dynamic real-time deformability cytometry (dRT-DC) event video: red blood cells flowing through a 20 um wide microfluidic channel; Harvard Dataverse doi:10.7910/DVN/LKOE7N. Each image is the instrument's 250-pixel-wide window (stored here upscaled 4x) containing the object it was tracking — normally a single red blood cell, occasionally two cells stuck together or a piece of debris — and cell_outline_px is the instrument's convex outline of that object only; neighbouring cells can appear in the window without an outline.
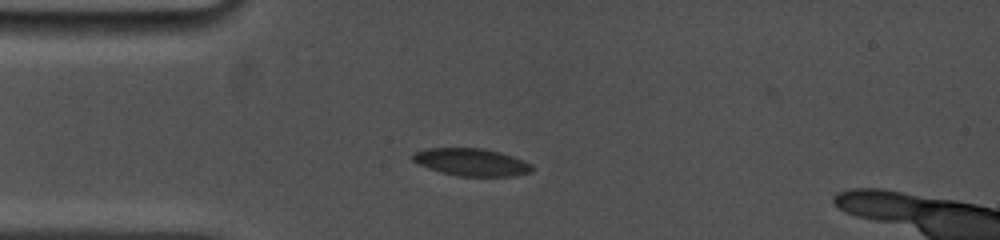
{"species": "common noctule bat (a hibernating species)", "species_latin": "Nyctalus noctula", "temperature_condition": "cold", "stored_images_in_passage": 33, "segment_of_instrument_passage": [1, 2], "camera_frame_rate_fps": 5000, "um_per_image_px": 0.085, "animal": {"sex": "female", "body_mass_g": 19.0, "forearm_length_mm": 53.3}, "frame": {"image": 1, "passage_image": 1, "time_ms": 0.0, "image_size_px": [1000, 240], "cell_outline_px": [[532, 172], [512, 176], [460, 176], [440, 172], [420, 164], [412, 160], [412, 152], [428, 148], [484, 148], [500, 152], [512, 156], [532, 164]], "centroid_in_image_um": [40.07, 13.77], "position_along_channel_um": 44.9, "area_um2": 19.02}}
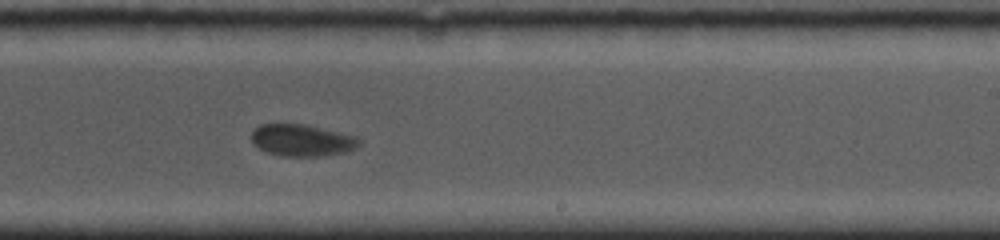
{"frame": {"image": 2, "passage_image": 14, "time_ms": 6.2, "image_size_px": [1000, 240], "cell_outline_px": [[360, 144], [356, 148], [344, 152], [324, 156], [284, 156], [268, 152], [252, 144], [252, 132], [260, 124], [304, 124], [352, 136], [360, 140]], "centroid_in_image_um": [25.63, 11.93], "position_along_channel_um": 263.4, "area_um2": 19.59}}
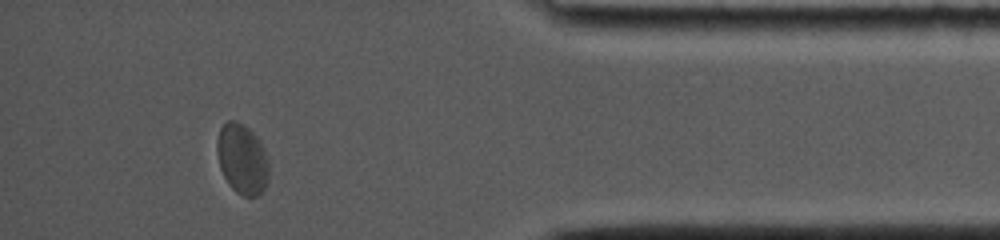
{"frame": {"image": 3, "passage_image": 28, "time_ms": 10.8, "image_size_px": [1000, 240], "cell_outline_px": [[268, 180], [264, 188], [256, 196], [244, 196], [236, 192], [228, 184], [220, 168], [216, 152], [216, 144], [220, 128], [228, 120], [236, 120], [244, 124], [256, 136], [268, 160]], "centroid_in_image_um": [20.55, 13.51], "position_along_channel_um": 414.6, "area_um2": 21.1}}